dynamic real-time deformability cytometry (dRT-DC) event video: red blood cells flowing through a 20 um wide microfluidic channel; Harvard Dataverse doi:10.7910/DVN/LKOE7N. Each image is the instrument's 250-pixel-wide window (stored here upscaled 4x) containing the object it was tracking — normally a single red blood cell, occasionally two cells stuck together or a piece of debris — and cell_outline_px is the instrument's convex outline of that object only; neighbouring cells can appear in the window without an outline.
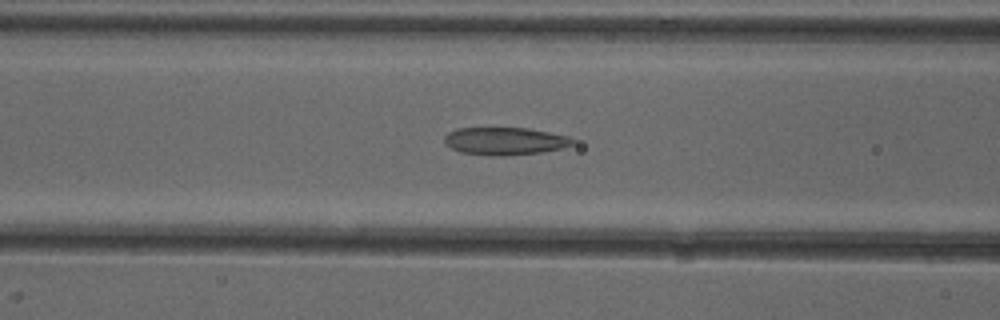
{"species": "common noctule bat (a hibernating species)", "species_latin": "Nyctalus noctula", "temperature_condition": "cold", "stored_images_in_passage": 39, "camera_frame_rate_fps": 3000, "um_per_image_px": 0.085, "animal": {"sex": "female"}, "frame": {"image": 1, "passage_image": 8, "time_ms": 2.333, "image_size_px": [1000, 320], "cell_outline_px": [[576, 140], [572, 144], [560, 148], [540, 152], [504, 156], [492, 156], [460, 152], [444, 144], [444, 136], [448, 132], [456, 128], [528, 128], [568, 136]], "centroid_in_image_um": [42.87, 11.99], "position_along_channel_um": 123.7, "area_um2": 20.63}}
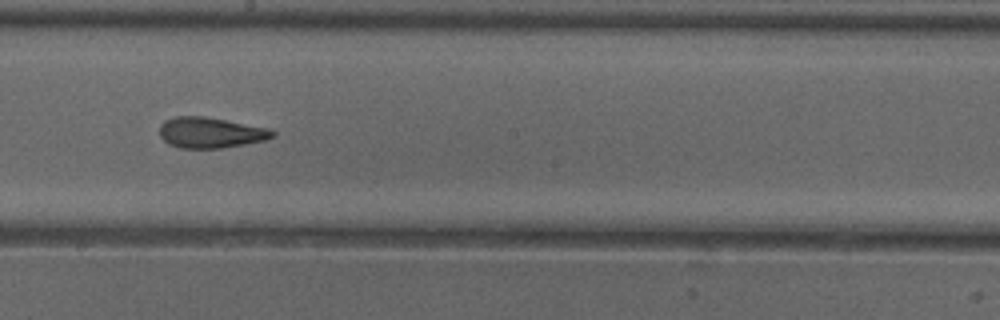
{"frame": {"image": 2, "passage_image": 16, "time_ms": 5.0, "image_size_px": [1000, 320], "cell_outline_px": [[276, 136], [268, 140], [220, 148], [180, 148], [168, 144], [160, 136], [160, 124], [164, 120], [176, 116], [204, 116], [268, 128], [276, 132]], "centroid_in_image_um": [17.9, 11.27], "position_along_channel_um": 230.3, "area_um2": 20.29}}
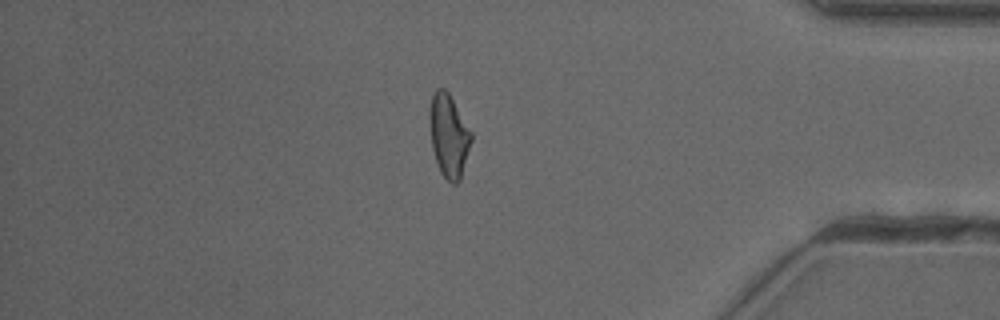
{"frame": {"image": 3, "passage_image": 31, "time_ms": 10.0, "image_size_px": [1000, 320], "cell_outline_px": [[472, 140], [460, 180], [456, 184], [452, 184], [440, 172], [432, 148], [428, 120], [428, 112], [432, 96], [436, 88], [444, 88], [448, 92], [472, 132]], "centroid_in_image_um": [38.13, 11.51], "position_along_channel_um": 397.1, "area_um2": 20.23}, "authors_computed_cell_mechanics": {"area_um2": 20.2878, "velocity_mm_per_s": 3.9991, "shape_relaxation_time_tau1_ms": null, "shape_relaxation_time_tau2_ms": 1.7379, "deformation_change_tau1": null, "deformation_change_tau2": 0.0869}}